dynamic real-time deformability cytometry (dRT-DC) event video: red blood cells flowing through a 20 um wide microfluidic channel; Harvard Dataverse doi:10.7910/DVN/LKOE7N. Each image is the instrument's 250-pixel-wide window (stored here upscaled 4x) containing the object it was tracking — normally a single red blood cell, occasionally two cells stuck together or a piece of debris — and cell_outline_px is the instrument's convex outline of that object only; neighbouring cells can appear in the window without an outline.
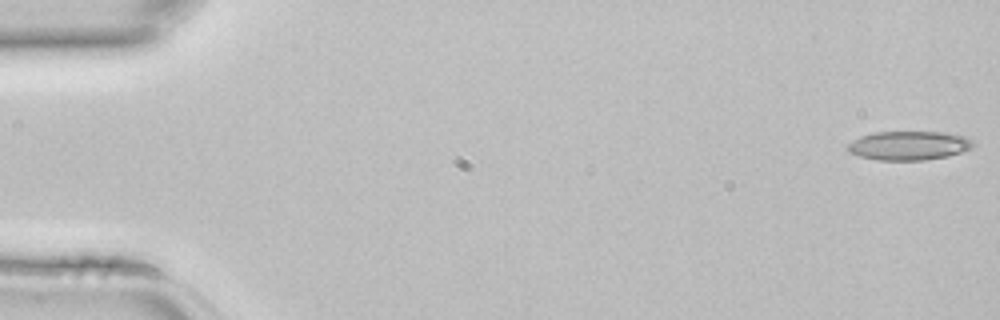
{"species": "common noctule bat (a hibernating species)", "species_latin": "Nyctalus noctula", "temperature_condition": "room temperature", "stored_images_in_passage": 45, "camera_frame_rate_fps": 3000, "um_per_image_px": 0.085, "animal": {"sex": "female", "body_mass_g": 22.7, "forearm_length_mm": 54.2}, "frame": {"image": 1, "passage_image": 1, "time_ms": 0.0, "image_size_px": [1000, 320], "cell_outline_px": [[976, 144], [972, 148], [948, 156], [924, 160], [876, 160], [860, 156], [848, 152], [844, 148], [852, 140], [860, 136], [872, 132], [944, 132], [968, 136]], "centroid_in_image_um": [77.25, 12.36], "position_along_channel_um": 7.8, "area_um2": 21.5}}
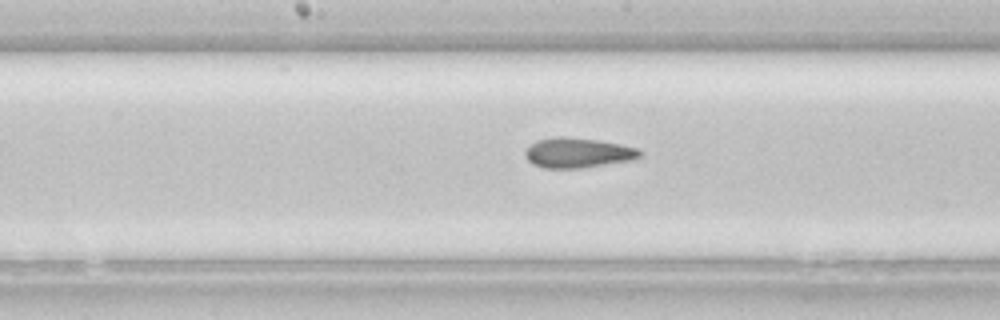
{"frame": {"image": 2, "passage_image": 23, "time_ms": 7.333, "image_size_px": [1000, 320], "cell_outline_px": [[644, 152], [640, 156], [632, 160], [580, 168], [544, 168], [532, 164], [524, 156], [524, 152], [536, 140], [552, 136], [564, 136], [596, 140], [620, 144], [640, 148]], "centroid_in_image_um": [49.11, 12.98], "position_along_channel_um": 199.1, "area_um2": 20.17}}
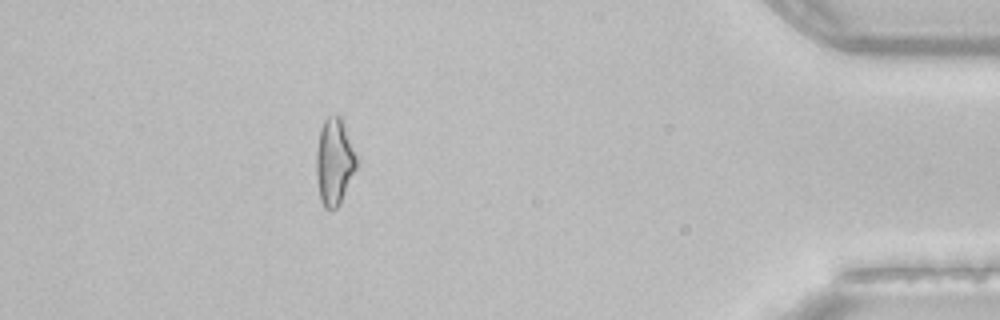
{"frame": {"image": 3, "passage_image": 40, "time_ms": 13.0, "image_size_px": [1000, 320], "cell_outline_px": [[360, 160], [340, 204], [336, 208], [324, 208], [320, 200], [316, 176], [316, 152], [320, 128], [324, 120], [328, 116], [340, 116]], "centroid_in_image_um": [28.43, 13.75], "position_along_channel_um": 406.8, "area_um2": 20.58}}